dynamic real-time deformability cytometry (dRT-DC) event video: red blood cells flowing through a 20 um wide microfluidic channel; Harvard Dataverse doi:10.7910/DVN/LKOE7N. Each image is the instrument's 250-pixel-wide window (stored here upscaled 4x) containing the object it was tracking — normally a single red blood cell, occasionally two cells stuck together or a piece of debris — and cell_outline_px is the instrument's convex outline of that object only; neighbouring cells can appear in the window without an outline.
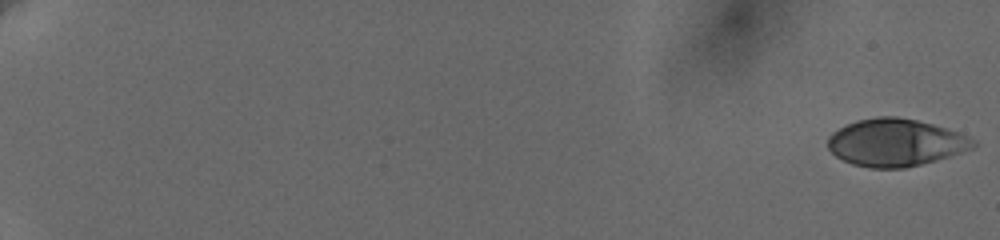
{"species": "human", "species_latin": "Homo sapiens", "temperature_condition": "cold", "stored_images_in_passage": 40, "camera_frame_rate_fps": 3000, "um_per_image_px": 0.085, "donor": {"sex": "female"}, "frame": {"image": 1, "passage_image": 1, "time_ms": 0.0, "image_size_px": [1000, 240], "cell_outline_px": [[976, 144], [972, 148], [936, 160], [904, 168], [868, 168], [852, 164], [836, 156], [828, 148], [828, 136], [832, 132], [856, 120], [876, 116], [896, 116], [916, 120], [932, 124], [968, 136], [976, 140]], "centroid_in_image_um": [76.09, 12.11], "position_along_channel_um": 8.9, "area_um2": 39.88}}
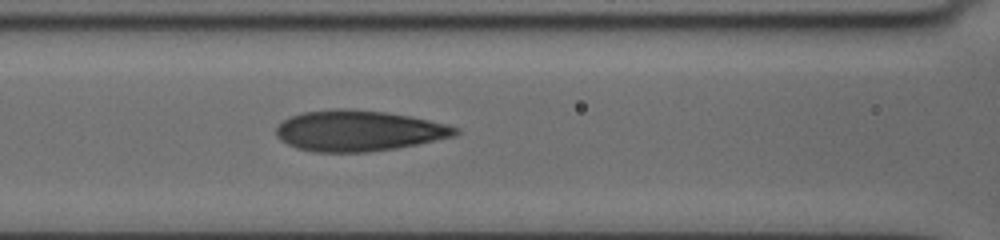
{"frame": {"image": 2, "passage_image": 29, "time_ms": 9.667, "image_size_px": [1000, 240], "cell_outline_px": [[460, 132], [456, 136], [396, 148], [368, 152], [312, 152], [296, 148], [280, 140], [276, 136], [276, 128], [288, 116], [304, 112], [340, 108], [348, 108], [384, 112], [408, 116], [448, 124], [460, 128]], "centroid_in_image_um": [30.47, 11.12], "position_along_channel_um": 136.1, "area_um2": 42.66}}
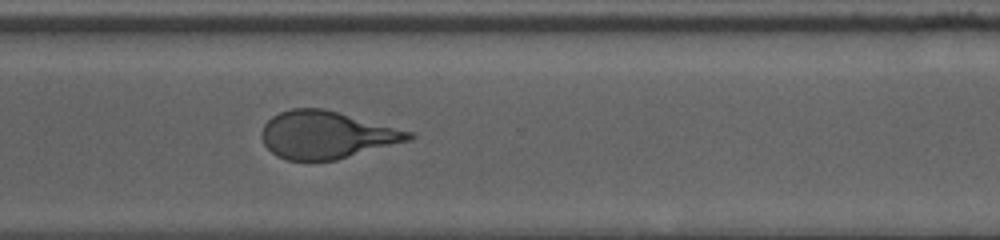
{"frame": {"image": 3, "passage_image": 40, "time_ms": 15.333, "image_size_px": [1000, 240], "cell_outline_px": [[416, 136], [408, 140], [336, 160], [288, 160], [276, 156], [264, 144], [260, 132], [264, 124], [272, 116], [280, 112], [292, 108], [324, 108], [416, 132]], "centroid_in_image_um": [27.75, 11.45], "position_along_channel_um": 342.8, "area_um2": 40.69}}